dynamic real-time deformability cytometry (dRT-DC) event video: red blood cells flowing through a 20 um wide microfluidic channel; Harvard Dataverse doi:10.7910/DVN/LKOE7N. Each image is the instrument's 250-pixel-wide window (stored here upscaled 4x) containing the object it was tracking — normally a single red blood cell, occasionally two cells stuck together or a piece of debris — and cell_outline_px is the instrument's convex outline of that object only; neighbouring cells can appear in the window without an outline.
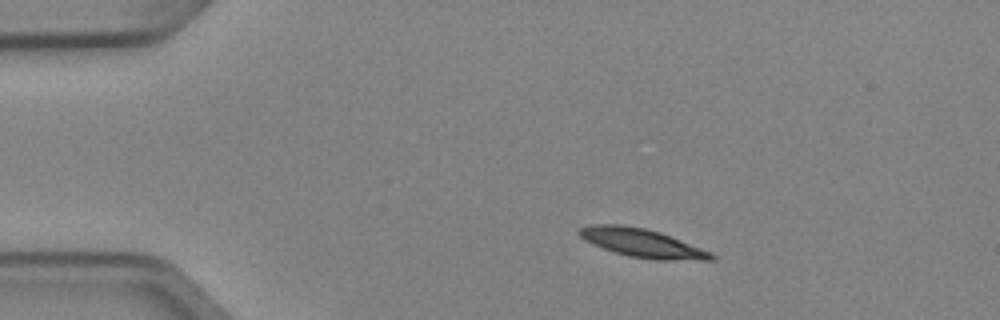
{"species": "Egyptian fruit bat (a non-hibernating species)", "species_latin": "Rousettus aegyptiacus", "temperature_condition": "cold", "stored_images_in_passage": 5, "camera_frame_rate_fps": 3000, "um_per_image_px": 0.085, "animal": {"sex": "female"}, "frame": {"image": 1, "passage_image": 1, "time_ms": 0.0, "image_size_px": [1000, 320], "cell_outline_px": [[716, 260], [656, 260], [628, 256], [592, 244], [584, 240], [576, 232], [580, 228], [592, 224], [620, 224], [644, 228], [660, 232], [712, 252], [716, 256]], "centroid_in_image_um": [54.59, 20.66], "position_along_channel_um": 30.4, "area_um2": 21.96}}
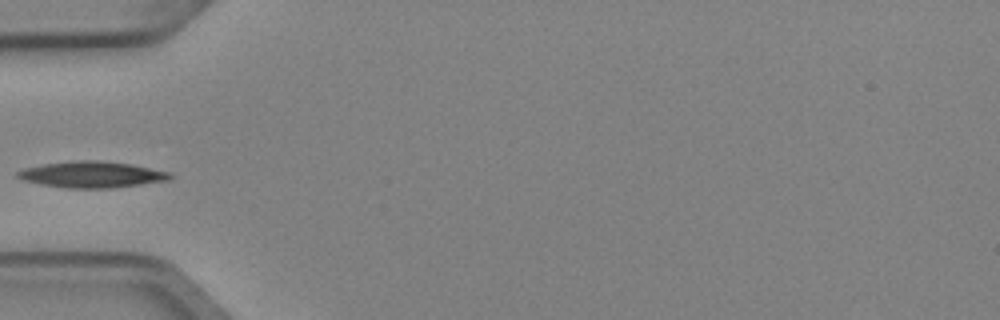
{"frame": {"image": 2, "passage_image": 3, "time_ms": 0.667, "image_size_px": [1000, 320], "cell_outline_px": [[172, 176], [168, 180], [112, 188], [64, 188], [40, 184], [24, 180], [16, 176], [16, 172], [24, 168], [44, 164], [72, 160], [96, 160], [132, 164], [168, 172]], "centroid_in_image_um": [7.76, 14.83], "position_along_channel_um": 77.2, "area_um2": 23.18}}
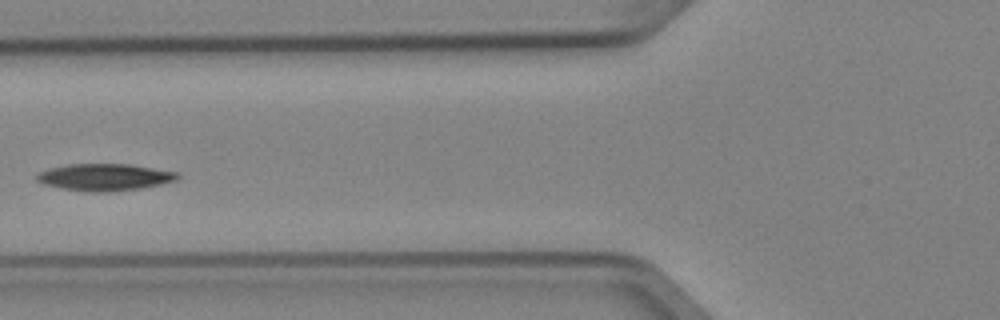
{"frame": {"image": 3, "passage_image": 4, "time_ms": 1.0, "image_size_px": [1000, 320], "cell_outline_px": [[180, 176], [176, 180], [160, 184], [140, 188], [108, 192], [84, 192], [60, 188], [44, 184], [36, 180], [36, 176], [40, 172], [48, 168], [68, 164], [128, 164], [180, 172]], "centroid_in_image_um": [8.89, 15.06], "position_along_channel_um": 116.9, "area_um2": 22.2}}